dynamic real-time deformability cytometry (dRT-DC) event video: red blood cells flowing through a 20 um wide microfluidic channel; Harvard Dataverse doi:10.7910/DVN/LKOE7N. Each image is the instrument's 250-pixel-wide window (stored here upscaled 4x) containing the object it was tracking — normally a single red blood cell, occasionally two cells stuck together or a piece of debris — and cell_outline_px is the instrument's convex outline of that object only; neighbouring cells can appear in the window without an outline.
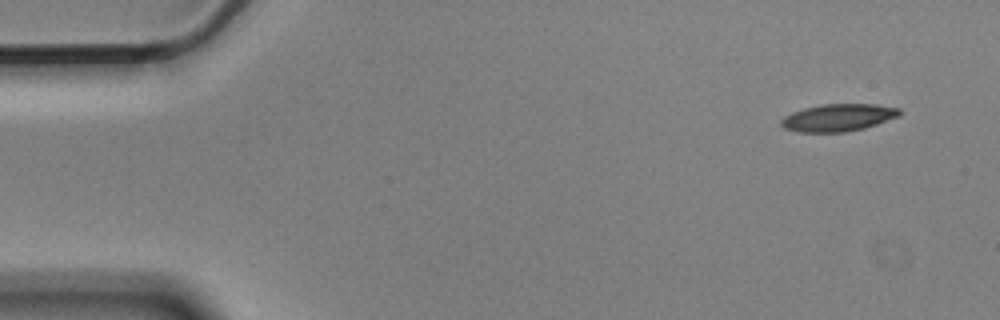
{"species": "Egyptian fruit bat (a non-hibernating species)", "species_latin": "Rousettus aegyptiacus", "temperature_condition": "cold", "stored_images_in_passage": 3, "camera_frame_rate_fps": 3000, "um_per_image_px": 0.085, "animal": {"sex": "male"}, "frame": {"image": 1, "passage_image": 1, "time_ms": 0.0, "image_size_px": [1000, 320], "cell_outline_px": [[904, 112], [900, 116], [864, 128], [844, 132], [800, 132], [784, 128], [780, 124], [780, 120], [784, 116], [792, 112], [804, 108], [820, 104], [876, 104], [900, 108]], "centroid_in_image_um": [71.27, 9.99], "position_along_channel_um": 13.7, "area_um2": 19.02}}